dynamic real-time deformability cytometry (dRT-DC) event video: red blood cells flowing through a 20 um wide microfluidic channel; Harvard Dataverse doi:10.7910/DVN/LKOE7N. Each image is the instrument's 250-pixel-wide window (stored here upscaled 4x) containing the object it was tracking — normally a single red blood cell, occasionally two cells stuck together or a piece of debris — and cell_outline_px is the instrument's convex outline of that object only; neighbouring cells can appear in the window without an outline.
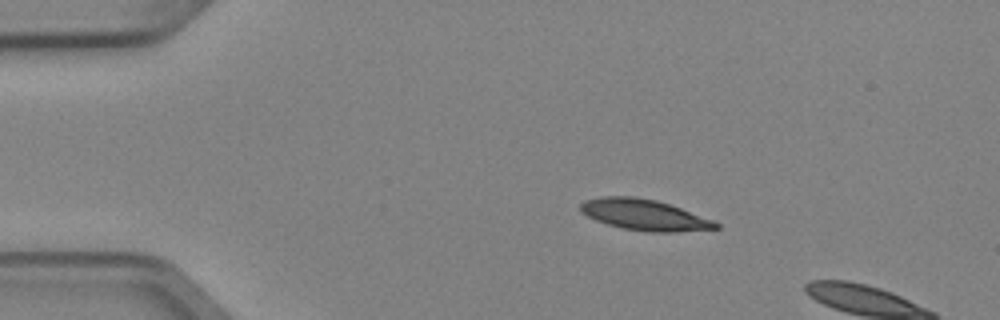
{"species": "Egyptian fruit bat (a non-hibernating species)", "species_latin": "Rousettus aegyptiacus", "temperature_condition": "cold", "stored_images_in_passage": 4, "camera_frame_rate_fps": 3000, "um_per_image_px": 0.085, "animal": {"sex": "female"}, "frame": {"image": 1, "passage_image": 3, "time_ms": 0.667, "image_size_px": [1000, 320], "cell_outline_px": [[720, 228], [676, 232], [648, 232], [624, 228], [608, 224], [596, 220], [580, 212], [580, 204], [584, 200], [604, 196], [636, 196], [656, 200], [680, 208], [712, 220], [720, 224]], "centroid_in_image_um": [54.75, 18.26], "position_along_channel_um": 30.3, "area_um2": 24.22}}